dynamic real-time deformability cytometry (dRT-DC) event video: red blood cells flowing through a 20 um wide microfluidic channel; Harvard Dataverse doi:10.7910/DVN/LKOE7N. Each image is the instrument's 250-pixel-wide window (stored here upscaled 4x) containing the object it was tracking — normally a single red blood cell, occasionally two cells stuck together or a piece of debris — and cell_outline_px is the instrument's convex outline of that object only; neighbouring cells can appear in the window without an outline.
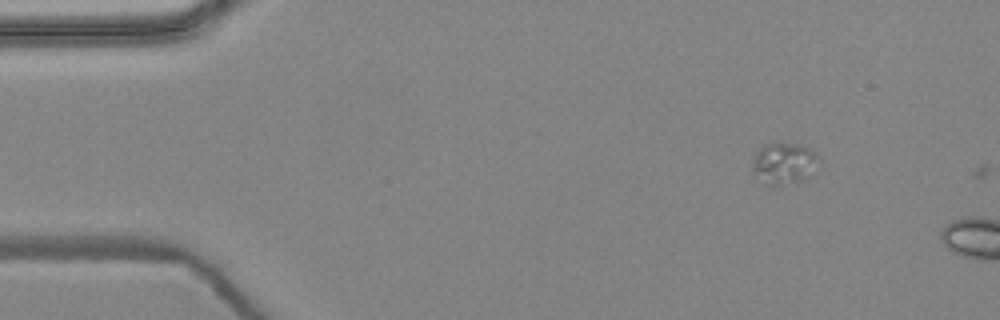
{"species": "common noctule bat (a hibernating species)", "species_latin": "Nyctalus noctula", "temperature_condition": "warm", "stored_images_in_passage": 2, "camera_frame_rate_fps": 3000, "um_per_image_px": 0.085, "animal": {"sex": "female", "body_mass_g": 24.6, "forearm_length_mm": 56.2}, "frame": {"image": 1, "passage_image": 1, "time_ms": 0.0, "image_size_px": [1000, 320], "cell_outline_px": [[820, 160], [804, 180], [776, 188], [764, 184], [752, 172], [752, 160], [756, 152], [764, 144], [784, 140], [812, 148], [820, 156]], "centroid_in_image_um": [66.62, 13.87], "position_along_channel_um": 18.4, "area_um2": 16.94}}